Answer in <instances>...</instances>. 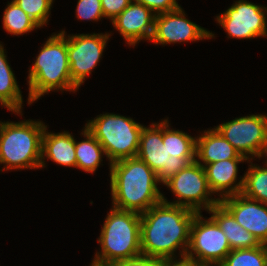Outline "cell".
Returning a JSON list of instances; mask_svg holds the SVG:
<instances>
[{
    "label": "cell",
    "mask_w": 267,
    "mask_h": 266,
    "mask_svg": "<svg viewBox=\"0 0 267 266\" xmlns=\"http://www.w3.org/2000/svg\"><path fill=\"white\" fill-rule=\"evenodd\" d=\"M197 213L163 201L141 213V254L169 260L174 259V252L181 248L180 257H185Z\"/></svg>",
    "instance_id": "cell-1"
},
{
    "label": "cell",
    "mask_w": 267,
    "mask_h": 266,
    "mask_svg": "<svg viewBox=\"0 0 267 266\" xmlns=\"http://www.w3.org/2000/svg\"><path fill=\"white\" fill-rule=\"evenodd\" d=\"M169 126L168 119L143 126L137 153L163 184L196 160V137Z\"/></svg>",
    "instance_id": "cell-2"
},
{
    "label": "cell",
    "mask_w": 267,
    "mask_h": 266,
    "mask_svg": "<svg viewBox=\"0 0 267 266\" xmlns=\"http://www.w3.org/2000/svg\"><path fill=\"white\" fill-rule=\"evenodd\" d=\"M110 181L116 209L141 214L163 200L157 174L137 156L110 163Z\"/></svg>",
    "instance_id": "cell-3"
},
{
    "label": "cell",
    "mask_w": 267,
    "mask_h": 266,
    "mask_svg": "<svg viewBox=\"0 0 267 266\" xmlns=\"http://www.w3.org/2000/svg\"><path fill=\"white\" fill-rule=\"evenodd\" d=\"M65 33L63 30L49 37L29 69V105L50 91L78 89L71 80Z\"/></svg>",
    "instance_id": "cell-4"
},
{
    "label": "cell",
    "mask_w": 267,
    "mask_h": 266,
    "mask_svg": "<svg viewBox=\"0 0 267 266\" xmlns=\"http://www.w3.org/2000/svg\"><path fill=\"white\" fill-rule=\"evenodd\" d=\"M141 214L134 211L111 208L100 232V252L91 264H111L141 255Z\"/></svg>",
    "instance_id": "cell-5"
},
{
    "label": "cell",
    "mask_w": 267,
    "mask_h": 266,
    "mask_svg": "<svg viewBox=\"0 0 267 266\" xmlns=\"http://www.w3.org/2000/svg\"><path fill=\"white\" fill-rule=\"evenodd\" d=\"M45 127L41 121H0V171L40 168Z\"/></svg>",
    "instance_id": "cell-6"
},
{
    "label": "cell",
    "mask_w": 267,
    "mask_h": 266,
    "mask_svg": "<svg viewBox=\"0 0 267 266\" xmlns=\"http://www.w3.org/2000/svg\"><path fill=\"white\" fill-rule=\"evenodd\" d=\"M85 128L100 142L110 163L136 157L143 125L114 113L100 114Z\"/></svg>",
    "instance_id": "cell-7"
},
{
    "label": "cell",
    "mask_w": 267,
    "mask_h": 266,
    "mask_svg": "<svg viewBox=\"0 0 267 266\" xmlns=\"http://www.w3.org/2000/svg\"><path fill=\"white\" fill-rule=\"evenodd\" d=\"M164 185L169 187L177 198V201L168 202L163 195L162 201L168 204L184 206L200 213L202 208L208 212L220 202L218 198H209L213 193L208 186L204 167L196 161L181 169Z\"/></svg>",
    "instance_id": "cell-8"
},
{
    "label": "cell",
    "mask_w": 267,
    "mask_h": 266,
    "mask_svg": "<svg viewBox=\"0 0 267 266\" xmlns=\"http://www.w3.org/2000/svg\"><path fill=\"white\" fill-rule=\"evenodd\" d=\"M230 252L228 240L217 223L211 217L204 220L201 212L197 213L185 257L203 266H219Z\"/></svg>",
    "instance_id": "cell-9"
},
{
    "label": "cell",
    "mask_w": 267,
    "mask_h": 266,
    "mask_svg": "<svg viewBox=\"0 0 267 266\" xmlns=\"http://www.w3.org/2000/svg\"><path fill=\"white\" fill-rule=\"evenodd\" d=\"M267 8L247 0L236 1L216 21L235 39L267 36Z\"/></svg>",
    "instance_id": "cell-10"
},
{
    "label": "cell",
    "mask_w": 267,
    "mask_h": 266,
    "mask_svg": "<svg viewBox=\"0 0 267 266\" xmlns=\"http://www.w3.org/2000/svg\"><path fill=\"white\" fill-rule=\"evenodd\" d=\"M111 34H76L67 37V54L73 84L79 89L100 62Z\"/></svg>",
    "instance_id": "cell-11"
},
{
    "label": "cell",
    "mask_w": 267,
    "mask_h": 266,
    "mask_svg": "<svg viewBox=\"0 0 267 266\" xmlns=\"http://www.w3.org/2000/svg\"><path fill=\"white\" fill-rule=\"evenodd\" d=\"M240 153L254 159L267 135V115L256 114L235 118L215 127ZM253 156L252 158H249Z\"/></svg>",
    "instance_id": "cell-12"
},
{
    "label": "cell",
    "mask_w": 267,
    "mask_h": 266,
    "mask_svg": "<svg viewBox=\"0 0 267 266\" xmlns=\"http://www.w3.org/2000/svg\"><path fill=\"white\" fill-rule=\"evenodd\" d=\"M185 17L181 7L166 13L156 14L153 35L150 41L156 45L158 43L165 45L214 37L212 32L207 31Z\"/></svg>",
    "instance_id": "cell-13"
},
{
    "label": "cell",
    "mask_w": 267,
    "mask_h": 266,
    "mask_svg": "<svg viewBox=\"0 0 267 266\" xmlns=\"http://www.w3.org/2000/svg\"><path fill=\"white\" fill-rule=\"evenodd\" d=\"M220 203L239 225L254 235L261 244H267V204L249 199L242 193L225 197Z\"/></svg>",
    "instance_id": "cell-14"
},
{
    "label": "cell",
    "mask_w": 267,
    "mask_h": 266,
    "mask_svg": "<svg viewBox=\"0 0 267 266\" xmlns=\"http://www.w3.org/2000/svg\"><path fill=\"white\" fill-rule=\"evenodd\" d=\"M154 20L155 14L149 8L133 0L112 20V25L129 46H135L142 39L151 40Z\"/></svg>",
    "instance_id": "cell-15"
},
{
    "label": "cell",
    "mask_w": 267,
    "mask_h": 266,
    "mask_svg": "<svg viewBox=\"0 0 267 266\" xmlns=\"http://www.w3.org/2000/svg\"><path fill=\"white\" fill-rule=\"evenodd\" d=\"M248 159H227L203 165L208 186L212 193H220L219 200L242 193L244 176L237 181L238 164Z\"/></svg>",
    "instance_id": "cell-16"
},
{
    "label": "cell",
    "mask_w": 267,
    "mask_h": 266,
    "mask_svg": "<svg viewBox=\"0 0 267 266\" xmlns=\"http://www.w3.org/2000/svg\"><path fill=\"white\" fill-rule=\"evenodd\" d=\"M195 157L198 159L195 160L197 163L203 162L204 165L227 159H247L215 127L196 137Z\"/></svg>",
    "instance_id": "cell-17"
},
{
    "label": "cell",
    "mask_w": 267,
    "mask_h": 266,
    "mask_svg": "<svg viewBox=\"0 0 267 266\" xmlns=\"http://www.w3.org/2000/svg\"><path fill=\"white\" fill-rule=\"evenodd\" d=\"M47 126L42 136L41 148V166L45 167L44 157L56 162L59 165L75 167V139L69 132L49 133L46 131Z\"/></svg>",
    "instance_id": "cell-18"
},
{
    "label": "cell",
    "mask_w": 267,
    "mask_h": 266,
    "mask_svg": "<svg viewBox=\"0 0 267 266\" xmlns=\"http://www.w3.org/2000/svg\"><path fill=\"white\" fill-rule=\"evenodd\" d=\"M210 216L225 234L231 250L261 245L254 235L238 224L233 215L219 202L208 210Z\"/></svg>",
    "instance_id": "cell-19"
},
{
    "label": "cell",
    "mask_w": 267,
    "mask_h": 266,
    "mask_svg": "<svg viewBox=\"0 0 267 266\" xmlns=\"http://www.w3.org/2000/svg\"><path fill=\"white\" fill-rule=\"evenodd\" d=\"M4 47L0 43V104L9 111L22 115L23 99L13 71L7 61Z\"/></svg>",
    "instance_id": "cell-20"
},
{
    "label": "cell",
    "mask_w": 267,
    "mask_h": 266,
    "mask_svg": "<svg viewBox=\"0 0 267 266\" xmlns=\"http://www.w3.org/2000/svg\"><path fill=\"white\" fill-rule=\"evenodd\" d=\"M86 139L75 141L76 168L88 173H94L103 161L105 154L100 142L89 132L87 128L81 133Z\"/></svg>",
    "instance_id": "cell-21"
},
{
    "label": "cell",
    "mask_w": 267,
    "mask_h": 266,
    "mask_svg": "<svg viewBox=\"0 0 267 266\" xmlns=\"http://www.w3.org/2000/svg\"><path fill=\"white\" fill-rule=\"evenodd\" d=\"M251 163L244 174L242 194L252 200L267 204V165L264 167Z\"/></svg>",
    "instance_id": "cell-22"
},
{
    "label": "cell",
    "mask_w": 267,
    "mask_h": 266,
    "mask_svg": "<svg viewBox=\"0 0 267 266\" xmlns=\"http://www.w3.org/2000/svg\"><path fill=\"white\" fill-rule=\"evenodd\" d=\"M3 27L5 31L14 35L31 32L40 26L28 16L13 0L8 3L3 14Z\"/></svg>",
    "instance_id": "cell-23"
},
{
    "label": "cell",
    "mask_w": 267,
    "mask_h": 266,
    "mask_svg": "<svg viewBox=\"0 0 267 266\" xmlns=\"http://www.w3.org/2000/svg\"><path fill=\"white\" fill-rule=\"evenodd\" d=\"M219 266H267L266 244L231 250Z\"/></svg>",
    "instance_id": "cell-24"
},
{
    "label": "cell",
    "mask_w": 267,
    "mask_h": 266,
    "mask_svg": "<svg viewBox=\"0 0 267 266\" xmlns=\"http://www.w3.org/2000/svg\"><path fill=\"white\" fill-rule=\"evenodd\" d=\"M40 27L47 24L53 0H13Z\"/></svg>",
    "instance_id": "cell-25"
},
{
    "label": "cell",
    "mask_w": 267,
    "mask_h": 266,
    "mask_svg": "<svg viewBox=\"0 0 267 266\" xmlns=\"http://www.w3.org/2000/svg\"><path fill=\"white\" fill-rule=\"evenodd\" d=\"M76 16L78 19L90 21L104 18L101 0H78Z\"/></svg>",
    "instance_id": "cell-26"
},
{
    "label": "cell",
    "mask_w": 267,
    "mask_h": 266,
    "mask_svg": "<svg viewBox=\"0 0 267 266\" xmlns=\"http://www.w3.org/2000/svg\"><path fill=\"white\" fill-rule=\"evenodd\" d=\"M166 260L146 255H139L134 258L122 260L110 266H165Z\"/></svg>",
    "instance_id": "cell-27"
},
{
    "label": "cell",
    "mask_w": 267,
    "mask_h": 266,
    "mask_svg": "<svg viewBox=\"0 0 267 266\" xmlns=\"http://www.w3.org/2000/svg\"><path fill=\"white\" fill-rule=\"evenodd\" d=\"M149 8L155 15L180 8L176 0H134Z\"/></svg>",
    "instance_id": "cell-28"
},
{
    "label": "cell",
    "mask_w": 267,
    "mask_h": 266,
    "mask_svg": "<svg viewBox=\"0 0 267 266\" xmlns=\"http://www.w3.org/2000/svg\"><path fill=\"white\" fill-rule=\"evenodd\" d=\"M133 0H101L105 18H116Z\"/></svg>",
    "instance_id": "cell-29"
},
{
    "label": "cell",
    "mask_w": 267,
    "mask_h": 266,
    "mask_svg": "<svg viewBox=\"0 0 267 266\" xmlns=\"http://www.w3.org/2000/svg\"><path fill=\"white\" fill-rule=\"evenodd\" d=\"M169 259L166 260L165 266H203L199 263H197L195 260L189 259L187 257H183L179 260Z\"/></svg>",
    "instance_id": "cell-30"
},
{
    "label": "cell",
    "mask_w": 267,
    "mask_h": 266,
    "mask_svg": "<svg viewBox=\"0 0 267 266\" xmlns=\"http://www.w3.org/2000/svg\"><path fill=\"white\" fill-rule=\"evenodd\" d=\"M257 158H262L265 156V158L267 157V135L265 137V139L263 140V143L260 145V148L257 152V154L255 155ZM267 165V158H266V162Z\"/></svg>",
    "instance_id": "cell-31"
}]
</instances>
